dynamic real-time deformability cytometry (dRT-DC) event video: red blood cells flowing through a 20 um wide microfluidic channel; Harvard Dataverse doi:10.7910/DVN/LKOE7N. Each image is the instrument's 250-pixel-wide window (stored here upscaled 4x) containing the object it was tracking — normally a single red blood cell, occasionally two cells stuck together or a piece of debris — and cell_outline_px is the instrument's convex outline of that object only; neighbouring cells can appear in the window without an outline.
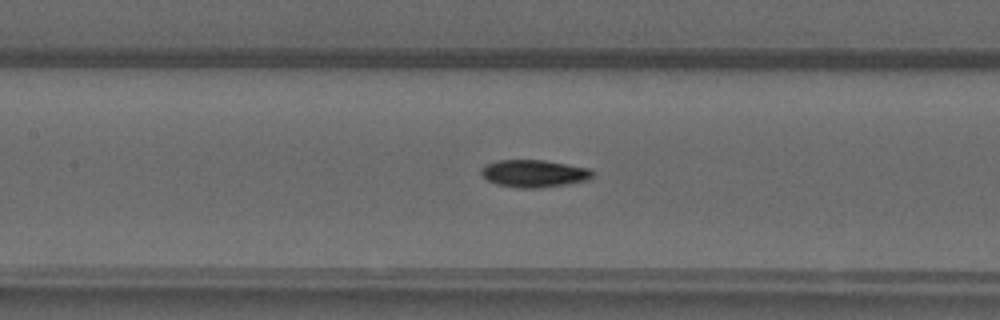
{"species": "common noctule bat (a hibernating species)", "species_latin": "Nyctalus noctula", "temperature_condition": "warm", "stored_images_in_passage": 45, "camera_frame_rate_fps": 3000, "um_per_image_px": 0.085, "animal": {"sex": "male", "forearm_length_mm": 52.5}, "frame": {"image": 1, "passage_image": 18, "time_ms": 5.667, "image_size_px": [1000, 320], "cell_outline_px": [[596, 176], [588, 180], [540, 188], [516, 188], [496, 184], [488, 180], [480, 172], [480, 168], [484, 164], [496, 160], [544, 160], [588, 168]], "centroid_in_image_um": [45.36, 14.74], "position_along_channel_um": 162.0, "area_um2": 17.86}}
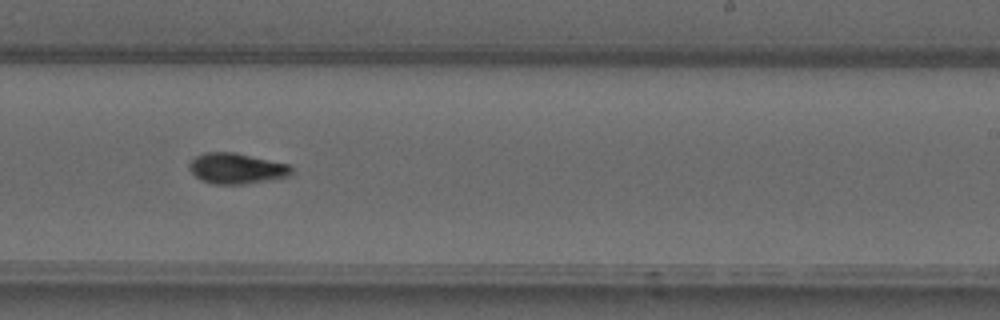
{"frame": {"image": 2, "passage_image": 26, "time_ms": 8.333, "image_size_px": [1000, 320], "cell_outline_px": [[292, 172], [288, 176], [268, 180], [244, 184], [212, 184], [200, 180], [188, 168], [188, 164], [196, 156], [204, 152], [236, 152], [288, 164], [292, 168]], "centroid_in_image_um": [20.07, 14.31], "position_along_channel_um": 268.9, "area_um2": 18.26}}
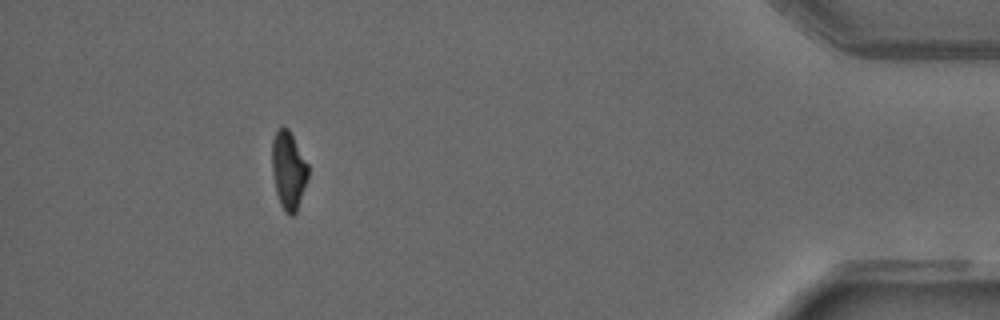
{"frame": {"image": 3, "passage_image": 41, "time_ms": 13.333, "image_size_px": [1000, 320], "cell_outline_px": [[308, 180], [296, 212], [292, 216], [288, 216], [284, 212], [280, 204], [276, 192], [272, 172], [272, 140], [276, 128], [280, 124], [288, 128], [308, 164]], "centroid_in_image_um": [24.51, 14.46], "position_along_channel_um": 410.7, "area_um2": 16.7}, "authors_computed_cell_mechanics": {"area_um2": 17.1666, "velocity_mm_per_s": 4.0266, "shape_relaxation_time_tau1_ms": 5.9436, "shape_relaxation_time_tau2_ms": 3.637, "deformation_change_tau1": 0.1997, "deformation_change_tau2": 0.081}}